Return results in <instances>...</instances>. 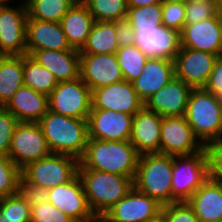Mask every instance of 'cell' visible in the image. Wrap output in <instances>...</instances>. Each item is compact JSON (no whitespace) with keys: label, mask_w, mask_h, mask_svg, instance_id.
<instances>
[{"label":"cell","mask_w":222,"mask_h":222,"mask_svg":"<svg viewBox=\"0 0 222 222\" xmlns=\"http://www.w3.org/2000/svg\"><path fill=\"white\" fill-rule=\"evenodd\" d=\"M222 165V155L212 148L183 156H173L172 203L187 201Z\"/></svg>","instance_id":"6da1fadb"},{"label":"cell","mask_w":222,"mask_h":222,"mask_svg":"<svg viewBox=\"0 0 222 222\" xmlns=\"http://www.w3.org/2000/svg\"><path fill=\"white\" fill-rule=\"evenodd\" d=\"M195 136L222 155V102L204 88H193L185 113Z\"/></svg>","instance_id":"7a4b0ae2"},{"label":"cell","mask_w":222,"mask_h":222,"mask_svg":"<svg viewBox=\"0 0 222 222\" xmlns=\"http://www.w3.org/2000/svg\"><path fill=\"white\" fill-rule=\"evenodd\" d=\"M140 155L128 141L88 139L78 169H93L134 178Z\"/></svg>","instance_id":"3957f363"},{"label":"cell","mask_w":222,"mask_h":222,"mask_svg":"<svg viewBox=\"0 0 222 222\" xmlns=\"http://www.w3.org/2000/svg\"><path fill=\"white\" fill-rule=\"evenodd\" d=\"M51 153L83 156L88 142L87 119L71 118L50 110L38 122Z\"/></svg>","instance_id":"277c9868"},{"label":"cell","mask_w":222,"mask_h":222,"mask_svg":"<svg viewBox=\"0 0 222 222\" xmlns=\"http://www.w3.org/2000/svg\"><path fill=\"white\" fill-rule=\"evenodd\" d=\"M87 203L95 217L101 218L134 187L133 179L93 169H78Z\"/></svg>","instance_id":"5b68a950"},{"label":"cell","mask_w":222,"mask_h":222,"mask_svg":"<svg viewBox=\"0 0 222 222\" xmlns=\"http://www.w3.org/2000/svg\"><path fill=\"white\" fill-rule=\"evenodd\" d=\"M172 170V155H141L133 179L134 188L162 206L169 205L172 203Z\"/></svg>","instance_id":"8992f818"},{"label":"cell","mask_w":222,"mask_h":222,"mask_svg":"<svg viewBox=\"0 0 222 222\" xmlns=\"http://www.w3.org/2000/svg\"><path fill=\"white\" fill-rule=\"evenodd\" d=\"M79 160L66 154L50 153L21 170L28 184L50 189L70 182L78 174Z\"/></svg>","instance_id":"52a82bcc"},{"label":"cell","mask_w":222,"mask_h":222,"mask_svg":"<svg viewBox=\"0 0 222 222\" xmlns=\"http://www.w3.org/2000/svg\"><path fill=\"white\" fill-rule=\"evenodd\" d=\"M49 110L71 118L88 119L92 109V91L77 78L58 82L48 96Z\"/></svg>","instance_id":"ba28073f"},{"label":"cell","mask_w":222,"mask_h":222,"mask_svg":"<svg viewBox=\"0 0 222 222\" xmlns=\"http://www.w3.org/2000/svg\"><path fill=\"white\" fill-rule=\"evenodd\" d=\"M50 153L39 123L19 122L17 124L8 157L20 170Z\"/></svg>","instance_id":"9c48e42d"},{"label":"cell","mask_w":222,"mask_h":222,"mask_svg":"<svg viewBox=\"0 0 222 222\" xmlns=\"http://www.w3.org/2000/svg\"><path fill=\"white\" fill-rule=\"evenodd\" d=\"M204 148L185 116L162 117L159 154L192 155Z\"/></svg>","instance_id":"30bf717a"},{"label":"cell","mask_w":222,"mask_h":222,"mask_svg":"<svg viewBox=\"0 0 222 222\" xmlns=\"http://www.w3.org/2000/svg\"><path fill=\"white\" fill-rule=\"evenodd\" d=\"M0 6V55L26 54L27 8L23 0L14 7Z\"/></svg>","instance_id":"8fae6325"},{"label":"cell","mask_w":222,"mask_h":222,"mask_svg":"<svg viewBox=\"0 0 222 222\" xmlns=\"http://www.w3.org/2000/svg\"><path fill=\"white\" fill-rule=\"evenodd\" d=\"M133 115L92 108L88 122V138L104 141H128Z\"/></svg>","instance_id":"7c38bea8"},{"label":"cell","mask_w":222,"mask_h":222,"mask_svg":"<svg viewBox=\"0 0 222 222\" xmlns=\"http://www.w3.org/2000/svg\"><path fill=\"white\" fill-rule=\"evenodd\" d=\"M161 209L162 205L156 200L133 187L101 218L105 222H144L159 215Z\"/></svg>","instance_id":"4fadbf2b"},{"label":"cell","mask_w":222,"mask_h":222,"mask_svg":"<svg viewBox=\"0 0 222 222\" xmlns=\"http://www.w3.org/2000/svg\"><path fill=\"white\" fill-rule=\"evenodd\" d=\"M145 106L131 82L122 80L92 91V108L135 115Z\"/></svg>","instance_id":"5bb4252c"},{"label":"cell","mask_w":222,"mask_h":222,"mask_svg":"<svg viewBox=\"0 0 222 222\" xmlns=\"http://www.w3.org/2000/svg\"><path fill=\"white\" fill-rule=\"evenodd\" d=\"M79 77L91 91L124 80L116 54H80Z\"/></svg>","instance_id":"9a60e30c"},{"label":"cell","mask_w":222,"mask_h":222,"mask_svg":"<svg viewBox=\"0 0 222 222\" xmlns=\"http://www.w3.org/2000/svg\"><path fill=\"white\" fill-rule=\"evenodd\" d=\"M217 58L210 52L181 47L174 59L175 76L192 88H204Z\"/></svg>","instance_id":"2e32d148"},{"label":"cell","mask_w":222,"mask_h":222,"mask_svg":"<svg viewBox=\"0 0 222 222\" xmlns=\"http://www.w3.org/2000/svg\"><path fill=\"white\" fill-rule=\"evenodd\" d=\"M199 222L222 220V165L187 200Z\"/></svg>","instance_id":"e0dca14e"},{"label":"cell","mask_w":222,"mask_h":222,"mask_svg":"<svg viewBox=\"0 0 222 222\" xmlns=\"http://www.w3.org/2000/svg\"><path fill=\"white\" fill-rule=\"evenodd\" d=\"M49 202L72 220L98 219L90 210L77 174L70 182L48 189Z\"/></svg>","instance_id":"ac0fdd59"},{"label":"cell","mask_w":222,"mask_h":222,"mask_svg":"<svg viewBox=\"0 0 222 222\" xmlns=\"http://www.w3.org/2000/svg\"><path fill=\"white\" fill-rule=\"evenodd\" d=\"M134 31L135 45L147 56L174 61L181 48L180 32L163 25Z\"/></svg>","instance_id":"d6986e66"},{"label":"cell","mask_w":222,"mask_h":222,"mask_svg":"<svg viewBox=\"0 0 222 222\" xmlns=\"http://www.w3.org/2000/svg\"><path fill=\"white\" fill-rule=\"evenodd\" d=\"M181 47L222 56V26L219 15L192 25L180 32Z\"/></svg>","instance_id":"ffe728a7"},{"label":"cell","mask_w":222,"mask_h":222,"mask_svg":"<svg viewBox=\"0 0 222 222\" xmlns=\"http://www.w3.org/2000/svg\"><path fill=\"white\" fill-rule=\"evenodd\" d=\"M192 89L175 76L145 102V107L162 117L185 116Z\"/></svg>","instance_id":"44dd1931"},{"label":"cell","mask_w":222,"mask_h":222,"mask_svg":"<svg viewBox=\"0 0 222 222\" xmlns=\"http://www.w3.org/2000/svg\"><path fill=\"white\" fill-rule=\"evenodd\" d=\"M77 50L71 47L60 22H51L27 18L26 54L37 50Z\"/></svg>","instance_id":"7402d4cb"},{"label":"cell","mask_w":222,"mask_h":222,"mask_svg":"<svg viewBox=\"0 0 222 222\" xmlns=\"http://www.w3.org/2000/svg\"><path fill=\"white\" fill-rule=\"evenodd\" d=\"M161 124L162 116L145 106L133 116L129 141L140 156L159 154Z\"/></svg>","instance_id":"603a6c76"},{"label":"cell","mask_w":222,"mask_h":222,"mask_svg":"<svg viewBox=\"0 0 222 222\" xmlns=\"http://www.w3.org/2000/svg\"><path fill=\"white\" fill-rule=\"evenodd\" d=\"M174 77L175 63L173 60L149 57L141 75L131 83L137 95L145 103Z\"/></svg>","instance_id":"cb8c5ba5"},{"label":"cell","mask_w":222,"mask_h":222,"mask_svg":"<svg viewBox=\"0 0 222 222\" xmlns=\"http://www.w3.org/2000/svg\"><path fill=\"white\" fill-rule=\"evenodd\" d=\"M4 108L19 122L38 123L49 110L48 96L23 85Z\"/></svg>","instance_id":"d4e9b609"},{"label":"cell","mask_w":222,"mask_h":222,"mask_svg":"<svg viewBox=\"0 0 222 222\" xmlns=\"http://www.w3.org/2000/svg\"><path fill=\"white\" fill-rule=\"evenodd\" d=\"M43 67L51 71L58 82L79 78V50H37L31 55Z\"/></svg>","instance_id":"484cf974"},{"label":"cell","mask_w":222,"mask_h":222,"mask_svg":"<svg viewBox=\"0 0 222 222\" xmlns=\"http://www.w3.org/2000/svg\"><path fill=\"white\" fill-rule=\"evenodd\" d=\"M94 22L87 6L78 0L62 17L60 24L68 43L72 48L80 51L87 42Z\"/></svg>","instance_id":"4316f807"},{"label":"cell","mask_w":222,"mask_h":222,"mask_svg":"<svg viewBox=\"0 0 222 222\" xmlns=\"http://www.w3.org/2000/svg\"><path fill=\"white\" fill-rule=\"evenodd\" d=\"M23 86V55H0V103L5 106Z\"/></svg>","instance_id":"83f0119b"},{"label":"cell","mask_w":222,"mask_h":222,"mask_svg":"<svg viewBox=\"0 0 222 222\" xmlns=\"http://www.w3.org/2000/svg\"><path fill=\"white\" fill-rule=\"evenodd\" d=\"M118 49L115 21H95L80 54H116Z\"/></svg>","instance_id":"f1b7e54d"},{"label":"cell","mask_w":222,"mask_h":222,"mask_svg":"<svg viewBox=\"0 0 222 222\" xmlns=\"http://www.w3.org/2000/svg\"><path fill=\"white\" fill-rule=\"evenodd\" d=\"M23 85L49 96L58 85V81L51 71L43 67L31 55L25 54L23 55Z\"/></svg>","instance_id":"f546056e"},{"label":"cell","mask_w":222,"mask_h":222,"mask_svg":"<svg viewBox=\"0 0 222 222\" xmlns=\"http://www.w3.org/2000/svg\"><path fill=\"white\" fill-rule=\"evenodd\" d=\"M78 0H24L27 18L60 22Z\"/></svg>","instance_id":"4dcf8cb0"},{"label":"cell","mask_w":222,"mask_h":222,"mask_svg":"<svg viewBox=\"0 0 222 222\" xmlns=\"http://www.w3.org/2000/svg\"><path fill=\"white\" fill-rule=\"evenodd\" d=\"M118 64L121 68L124 80L132 82L143 72L145 62L149 58L138 46L119 47L116 52Z\"/></svg>","instance_id":"1f68e13d"},{"label":"cell","mask_w":222,"mask_h":222,"mask_svg":"<svg viewBox=\"0 0 222 222\" xmlns=\"http://www.w3.org/2000/svg\"><path fill=\"white\" fill-rule=\"evenodd\" d=\"M94 21H118L127 17L126 0H81Z\"/></svg>","instance_id":"d6a6232c"},{"label":"cell","mask_w":222,"mask_h":222,"mask_svg":"<svg viewBox=\"0 0 222 222\" xmlns=\"http://www.w3.org/2000/svg\"><path fill=\"white\" fill-rule=\"evenodd\" d=\"M126 19L133 29H152L162 25V3L146 7H128Z\"/></svg>","instance_id":"836d02e7"},{"label":"cell","mask_w":222,"mask_h":222,"mask_svg":"<svg viewBox=\"0 0 222 222\" xmlns=\"http://www.w3.org/2000/svg\"><path fill=\"white\" fill-rule=\"evenodd\" d=\"M3 222H31V207L20 193L0 199Z\"/></svg>","instance_id":"e575fe53"},{"label":"cell","mask_w":222,"mask_h":222,"mask_svg":"<svg viewBox=\"0 0 222 222\" xmlns=\"http://www.w3.org/2000/svg\"><path fill=\"white\" fill-rule=\"evenodd\" d=\"M21 170L8 156L0 155V199L19 193Z\"/></svg>","instance_id":"d590c367"},{"label":"cell","mask_w":222,"mask_h":222,"mask_svg":"<svg viewBox=\"0 0 222 222\" xmlns=\"http://www.w3.org/2000/svg\"><path fill=\"white\" fill-rule=\"evenodd\" d=\"M219 0H188L185 3V25H192L205 19L216 17Z\"/></svg>","instance_id":"8d00e7d4"},{"label":"cell","mask_w":222,"mask_h":222,"mask_svg":"<svg viewBox=\"0 0 222 222\" xmlns=\"http://www.w3.org/2000/svg\"><path fill=\"white\" fill-rule=\"evenodd\" d=\"M185 3H162V25L181 32L185 25Z\"/></svg>","instance_id":"74e56055"},{"label":"cell","mask_w":222,"mask_h":222,"mask_svg":"<svg viewBox=\"0 0 222 222\" xmlns=\"http://www.w3.org/2000/svg\"><path fill=\"white\" fill-rule=\"evenodd\" d=\"M161 213L165 222H199L187 201L162 206Z\"/></svg>","instance_id":"f35d334b"},{"label":"cell","mask_w":222,"mask_h":222,"mask_svg":"<svg viewBox=\"0 0 222 222\" xmlns=\"http://www.w3.org/2000/svg\"><path fill=\"white\" fill-rule=\"evenodd\" d=\"M19 121L4 107L0 109V155L8 156L12 136Z\"/></svg>","instance_id":"ab89813d"},{"label":"cell","mask_w":222,"mask_h":222,"mask_svg":"<svg viewBox=\"0 0 222 222\" xmlns=\"http://www.w3.org/2000/svg\"><path fill=\"white\" fill-rule=\"evenodd\" d=\"M31 222H70L72 219L50 202L31 207Z\"/></svg>","instance_id":"60d3db41"},{"label":"cell","mask_w":222,"mask_h":222,"mask_svg":"<svg viewBox=\"0 0 222 222\" xmlns=\"http://www.w3.org/2000/svg\"><path fill=\"white\" fill-rule=\"evenodd\" d=\"M19 193L30 205V207L49 202L48 189L33 184H28L22 178L20 179L19 183Z\"/></svg>","instance_id":"b9f144b4"},{"label":"cell","mask_w":222,"mask_h":222,"mask_svg":"<svg viewBox=\"0 0 222 222\" xmlns=\"http://www.w3.org/2000/svg\"><path fill=\"white\" fill-rule=\"evenodd\" d=\"M204 89L212 92L222 102V56L216 59Z\"/></svg>","instance_id":"7bdbcfd3"},{"label":"cell","mask_w":222,"mask_h":222,"mask_svg":"<svg viewBox=\"0 0 222 222\" xmlns=\"http://www.w3.org/2000/svg\"><path fill=\"white\" fill-rule=\"evenodd\" d=\"M115 28L119 47L135 44V31L127 19L115 21Z\"/></svg>","instance_id":"ee69618b"},{"label":"cell","mask_w":222,"mask_h":222,"mask_svg":"<svg viewBox=\"0 0 222 222\" xmlns=\"http://www.w3.org/2000/svg\"><path fill=\"white\" fill-rule=\"evenodd\" d=\"M127 7H146L152 4L161 3V0H126Z\"/></svg>","instance_id":"f6af8a7d"},{"label":"cell","mask_w":222,"mask_h":222,"mask_svg":"<svg viewBox=\"0 0 222 222\" xmlns=\"http://www.w3.org/2000/svg\"><path fill=\"white\" fill-rule=\"evenodd\" d=\"M144 222H165L163 214L160 213L159 215H157L156 217L146 220Z\"/></svg>","instance_id":"bcb514c9"},{"label":"cell","mask_w":222,"mask_h":222,"mask_svg":"<svg viewBox=\"0 0 222 222\" xmlns=\"http://www.w3.org/2000/svg\"><path fill=\"white\" fill-rule=\"evenodd\" d=\"M188 0H161V3H171V2H178V3H186Z\"/></svg>","instance_id":"7dc6e473"},{"label":"cell","mask_w":222,"mask_h":222,"mask_svg":"<svg viewBox=\"0 0 222 222\" xmlns=\"http://www.w3.org/2000/svg\"><path fill=\"white\" fill-rule=\"evenodd\" d=\"M98 219L71 220L70 222H97Z\"/></svg>","instance_id":"c3c4849f"},{"label":"cell","mask_w":222,"mask_h":222,"mask_svg":"<svg viewBox=\"0 0 222 222\" xmlns=\"http://www.w3.org/2000/svg\"><path fill=\"white\" fill-rule=\"evenodd\" d=\"M218 15H219L221 26H222V9H219Z\"/></svg>","instance_id":"681fc988"},{"label":"cell","mask_w":222,"mask_h":222,"mask_svg":"<svg viewBox=\"0 0 222 222\" xmlns=\"http://www.w3.org/2000/svg\"><path fill=\"white\" fill-rule=\"evenodd\" d=\"M7 2H11V0H0V6L6 4Z\"/></svg>","instance_id":"f907efd6"},{"label":"cell","mask_w":222,"mask_h":222,"mask_svg":"<svg viewBox=\"0 0 222 222\" xmlns=\"http://www.w3.org/2000/svg\"><path fill=\"white\" fill-rule=\"evenodd\" d=\"M218 3H219V9H222V0H219Z\"/></svg>","instance_id":"816d5d0a"},{"label":"cell","mask_w":222,"mask_h":222,"mask_svg":"<svg viewBox=\"0 0 222 222\" xmlns=\"http://www.w3.org/2000/svg\"><path fill=\"white\" fill-rule=\"evenodd\" d=\"M97 222H105L102 218H98Z\"/></svg>","instance_id":"f5cc1de1"},{"label":"cell","mask_w":222,"mask_h":222,"mask_svg":"<svg viewBox=\"0 0 222 222\" xmlns=\"http://www.w3.org/2000/svg\"><path fill=\"white\" fill-rule=\"evenodd\" d=\"M0 222H3L2 215H1V210H0Z\"/></svg>","instance_id":"db71d44e"}]
</instances>
